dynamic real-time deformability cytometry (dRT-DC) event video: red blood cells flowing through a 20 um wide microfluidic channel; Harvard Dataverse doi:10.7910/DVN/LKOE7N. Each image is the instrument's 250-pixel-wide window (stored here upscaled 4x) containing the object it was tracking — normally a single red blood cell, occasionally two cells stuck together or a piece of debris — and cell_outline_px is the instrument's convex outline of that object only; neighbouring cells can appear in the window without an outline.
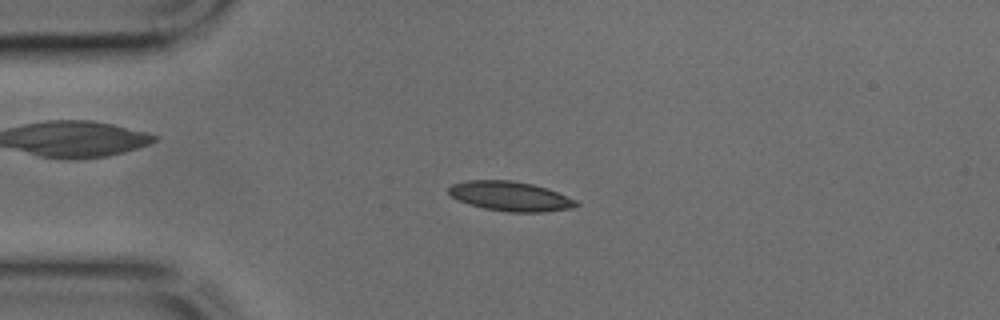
{"species": "common noctule bat (a hibernating species)", "species_latin": "Nyctalus noctula", "temperature_condition": "cold", "stored_images_in_passage": 44, "camera_frame_rate_fps": 3000, "um_per_image_px": 0.085, "animal": {"sex": "male", "body_mass_g": 17.9, "forearm_length_mm": 54.2}, "frame": {"image": 1, "passage_image": 10, "time_ms": 3.0, "image_size_px": [1000, 320], "cell_outline_px": [[580, 204], [572, 208], [544, 212], [508, 212], [484, 208], [468, 204], [452, 196], [448, 192], [448, 188], [452, 184], [468, 180], [512, 180], [532, 184], [548, 188], [576, 200]], "centroid_in_image_um": [43.39, 16.68], "position_along_channel_um": 41.6, "area_um2": 21.96}}
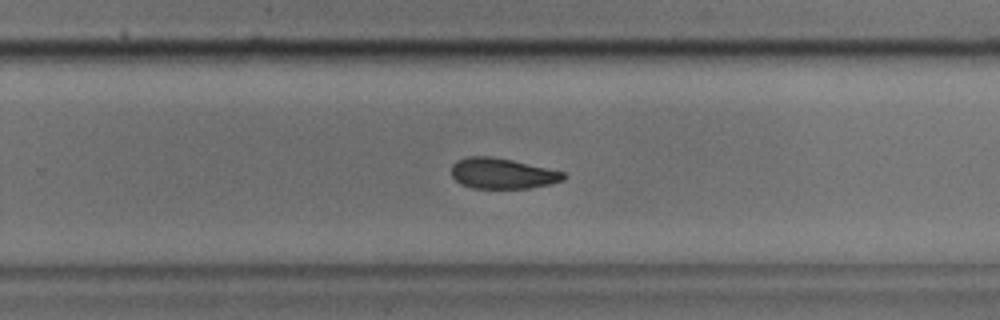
{"frame": {"image": 2, "passage_image": 28, "time_ms": 9.0, "image_size_px": [1000, 320], "cell_outline_px": [[568, 176], [564, 180], [548, 184], [528, 188], [472, 188], [460, 184], [452, 176], [452, 164], [456, 160], [468, 156], [488, 156], [512, 160], [564, 172]], "centroid_in_image_um": [42.68, 14.74], "position_along_channel_um": 287.1, "area_um2": 19.94}}
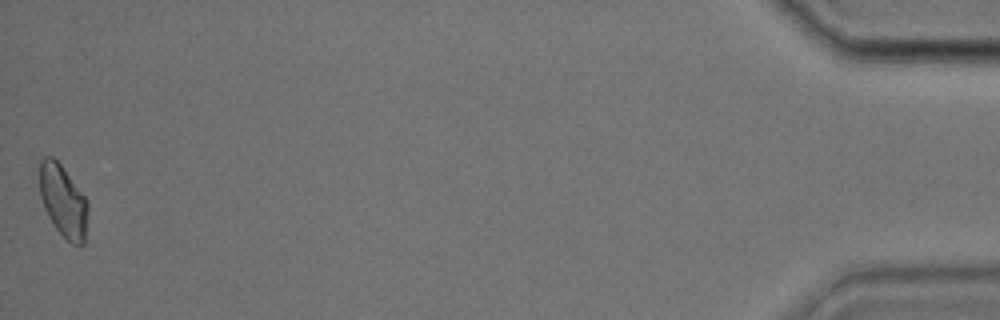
{"frame": {"image": 3, "passage_image": 44, "time_ms": 14.333, "image_size_px": [1000, 320], "cell_outline_px": [[88, 216], [84, 244], [80, 248], [72, 244], [56, 228], [48, 216], [44, 208], [40, 196], [40, 160], [44, 156], [52, 156], [60, 164], [88, 200]], "centroid_in_image_um": [5.39, 17.11], "position_along_channel_um": 429.8, "area_um2": 20.4}}